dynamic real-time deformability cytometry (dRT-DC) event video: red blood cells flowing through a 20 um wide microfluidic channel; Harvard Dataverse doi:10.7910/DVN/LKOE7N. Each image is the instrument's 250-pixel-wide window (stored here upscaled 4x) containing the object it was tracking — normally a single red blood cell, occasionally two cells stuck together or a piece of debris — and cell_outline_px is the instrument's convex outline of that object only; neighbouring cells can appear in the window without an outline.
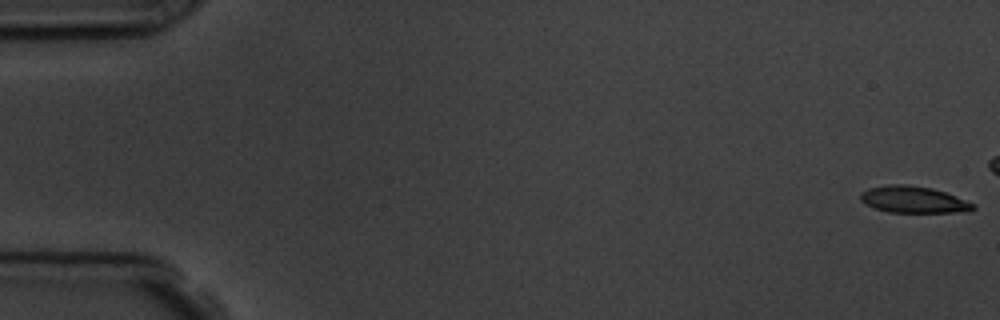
{"species": "common noctule bat (a hibernating species)", "species_latin": "Nyctalus noctula", "temperature_condition": "room temperature", "stored_images_in_passage": 10, "camera_frame_rate_fps": 3000, "um_per_image_px": 0.085, "animal": {"sex": "male", "body_mass_g": 19.5, "forearm_length_mm": 54.6}, "frame": {"image": 1, "passage_image": 1, "time_ms": 0.0, "image_size_px": [1000, 320], "cell_outline_px": [[976, 208], [968, 212], [888, 212], [872, 208], [860, 200], [860, 192], [868, 188], [888, 184], [904, 184], [932, 188], [944, 192], [976, 204]], "centroid_in_image_um": [77.62, 16.97], "position_along_channel_um": 7.4, "area_um2": 17.63}}